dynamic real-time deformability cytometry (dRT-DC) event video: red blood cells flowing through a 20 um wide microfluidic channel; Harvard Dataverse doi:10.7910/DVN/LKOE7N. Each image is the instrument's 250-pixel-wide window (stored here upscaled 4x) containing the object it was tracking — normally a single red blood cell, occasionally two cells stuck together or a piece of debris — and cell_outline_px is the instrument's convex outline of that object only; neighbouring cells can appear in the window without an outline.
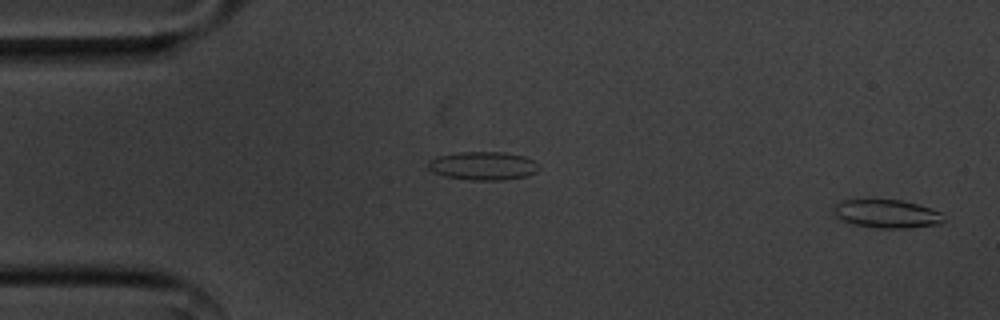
{"species": "common noctule bat (a hibernating species)", "species_latin": "Nyctalus noctula", "temperature_condition": "cold", "stored_images_in_passage": 54, "camera_frame_rate_fps": 3000, "um_per_image_px": 0.085, "animal": {"sex": "male", "body_mass_g": 20.1, "forearm_length_mm": 53.5}, "frame": {"image": 1, "passage_image": 1, "time_ms": 0.0, "image_size_px": [1000, 320], "cell_outline_px": [[944, 220], [940, 224], [908, 228], [880, 228], [852, 224], [832, 216], [832, 208], [840, 200], [900, 200], [916, 204], [940, 212]], "centroid_in_image_um": [75.3, 18.18], "position_along_channel_um": 9.7, "area_um2": 18.15}}
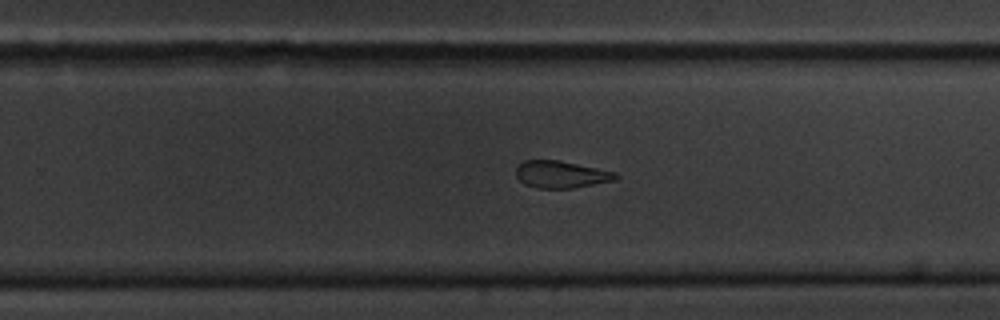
{"frame": {"image": 2, "passage_image": 34, "time_ms": 11.0, "image_size_px": [1000, 320], "cell_outline_px": [[620, 176], [616, 180], [572, 188], [536, 188], [524, 184], [516, 176], [516, 168], [524, 160], [560, 160], [616, 172]], "centroid_in_image_um": [47.7, 14.82], "position_along_channel_um": 282.1, "area_um2": 15.78}}
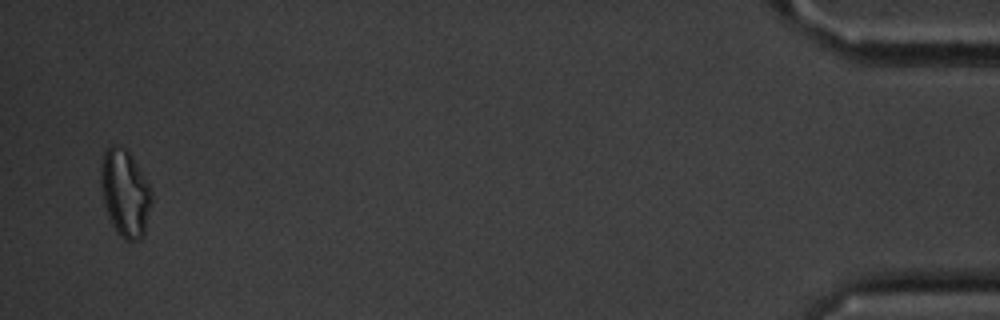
{"frame": {"image": 3, "passage_image": 53, "time_ms": 17.333, "image_size_px": [1000, 320], "cell_outline_px": [[152, 204], [144, 236], [140, 240], [124, 240], [120, 236], [112, 224], [104, 204], [100, 188], [100, 168], [104, 152], [112, 144], [116, 144], [124, 148], [132, 156], [148, 184], [152, 192]], "centroid_in_image_um": [10.63, 16.43], "position_along_channel_um": 424.6, "area_um2": 25.89}, "authors_computed_cell_mechanics": {"area_um2": 17.629, "velocity_mm_per_s": 3.5946, "shape_relaxation_time_tau1_ms": null, "shape_relaxation_time_tau2_ms": 8.9708, "deformation_change_tau1": null, "deformation_change_tau2": 0.1728}}